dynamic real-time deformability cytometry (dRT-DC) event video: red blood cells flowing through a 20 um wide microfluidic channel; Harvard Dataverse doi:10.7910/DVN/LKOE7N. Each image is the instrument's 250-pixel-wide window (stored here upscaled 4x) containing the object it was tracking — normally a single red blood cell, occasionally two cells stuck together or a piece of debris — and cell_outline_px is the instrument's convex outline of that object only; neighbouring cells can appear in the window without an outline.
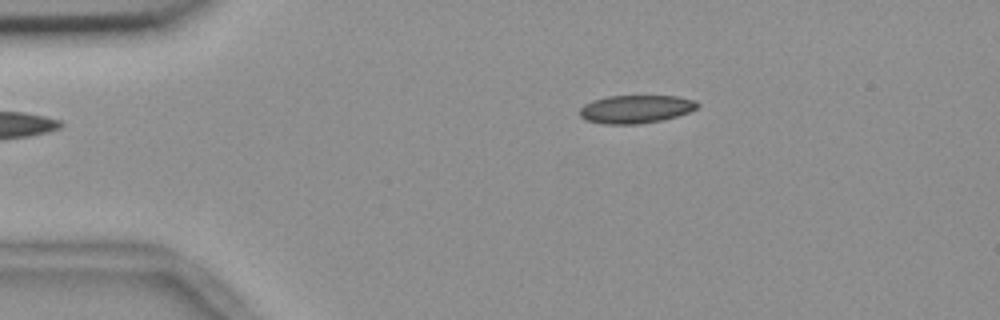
{"species": "common noctule bat (a hibernating species)", "species_latin": "Nyctalus noctula", "temperature_condition": "room temperature", "stored_images_in_passage": 3, "camera_frame_rate_fps": 3000, "um_per_image_px": 0.085, "animal": {"sex": "female", "body_mass_g": 18.4}, "frame": {"image": 1, "passage_image": 2, "time_ms": 0.333, "image_size_px": [1000, 320], "cell_outline_px": [[700, 104], [696, 108], [688, 112], [676, 116], [660, 120], [636, 124], [604, 124], [588, 120], [580, 116], [580, 108], [584, 104], [592, 100], [608, 96], [680, 96], [696, 100]], "centroid_in_image_um": [54.05, 9.26], "position_along_channel_um": 31.0, "area_um2": 19.19}}